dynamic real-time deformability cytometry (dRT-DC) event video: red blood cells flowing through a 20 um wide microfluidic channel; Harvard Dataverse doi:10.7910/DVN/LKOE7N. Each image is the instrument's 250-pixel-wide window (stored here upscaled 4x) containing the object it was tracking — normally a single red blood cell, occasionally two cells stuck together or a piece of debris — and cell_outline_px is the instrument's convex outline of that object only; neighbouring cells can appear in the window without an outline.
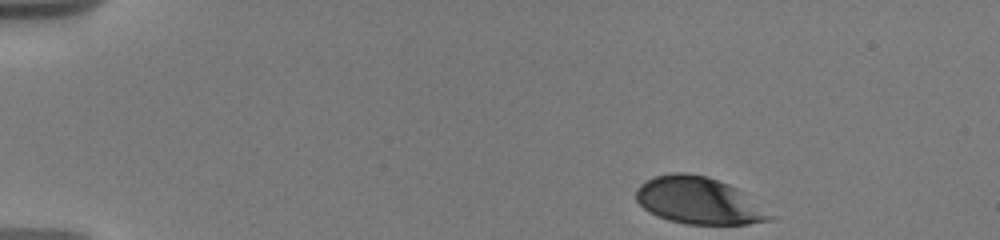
{"species": "human", "species_latin": "Homo sapiens", "temperature_condition": "warm", "stored_images_in_passage": 5, "camera_frame_rate_fps": 3000, "um_per_image_px": 0.085, "donor": {"sex": "male"}, "frame": {"image": 1, "passage_image": 1, "time_ms": 0.0, "image_size_px": [1000, 240], "cell_outline_px": [[772, 220], [748, 224], [684, 224], [668, 220], [648, 212], [636, 200], [636, 188], [640, 184], [652, 176], [672, 172], [688, 172], [708, 176], [728, 184], [736, 188], [772, 216]], "centroid_in_image_um": [59.3, 17.04], "position_along_channel_um": 25.7, "area_um2": 36.36}}
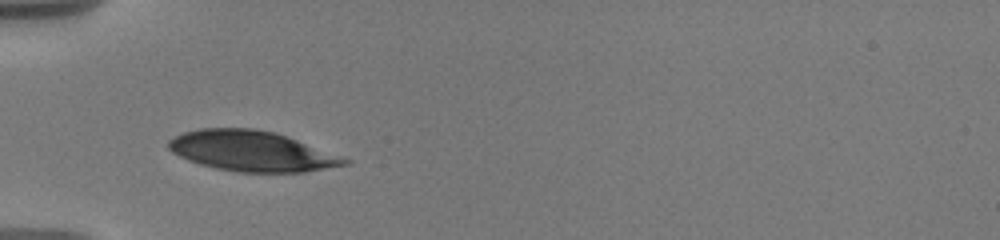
{"frame": {"image": 2, "passage_image": 4, "time_ms": 3.667, "image_size_px": [1000, 240], "cell_outline_px": [[352, 164], [304, 172], [236, 172], [216, 168], [200, 164], [188, 160], [172, 152], [168, 148], [168, 140], [184, 132], [200, 128], [252, 128], [276, 132], [352, 160]], "centroid_in_image_um": [21.42, 12.84], "position_along_channel_um": 63.6, "area_um2": 41.38}}
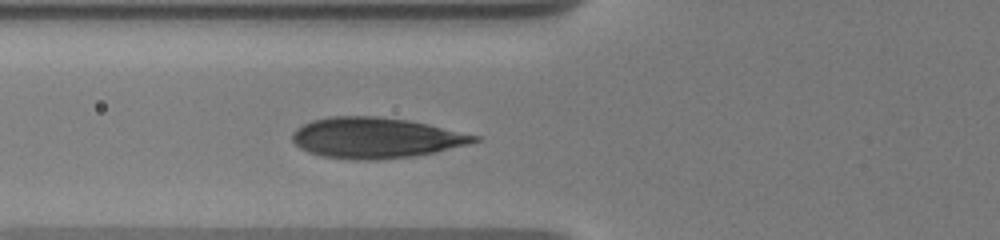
{"frame": {"image": 3, "passage_image": 5, "time_ms": 4.667, "image_size_px": [1000, 240], "cell_outline_px": [[480, 140], [468, 144], [436, 152], [416, 156], [380, 160], [364, 160], [320, 156], [308, 152], [300, 148], [292, 140], [292, 132], [296, 128], [312, 120], [328, 116], [380, 116], [408, 120], [428, 124], [480, 136]], "centroid_in_image_um": [31.93, 11.71], "position_along_channel_um": 93.9, "area_um2": 43.29}}